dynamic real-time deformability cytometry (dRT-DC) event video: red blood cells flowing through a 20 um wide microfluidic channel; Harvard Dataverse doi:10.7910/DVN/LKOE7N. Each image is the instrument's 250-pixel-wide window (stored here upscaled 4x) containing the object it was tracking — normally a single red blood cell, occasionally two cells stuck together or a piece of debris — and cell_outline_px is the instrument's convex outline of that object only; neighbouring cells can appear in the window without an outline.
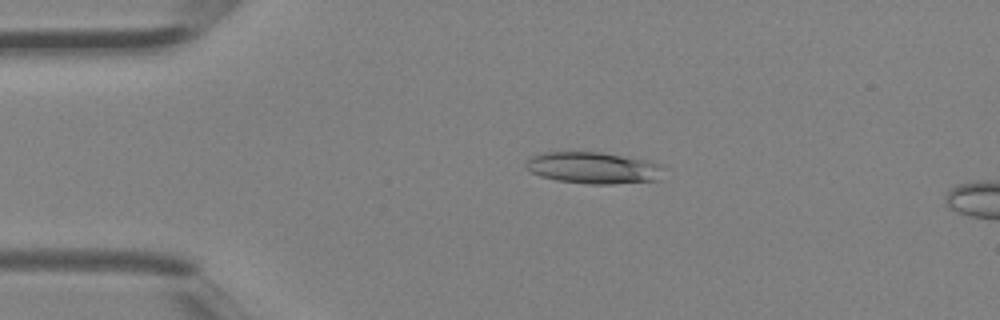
{"species": "Egyptian fruit bat (a non-hibernating species)", "species_latin": "Rousettus aegyptiacus", "temperature_condition": "room temperature", "stored_images_in_passage": 4, "camera_frame_rate_fps": 3000, "um_per_image_px": 0.085, "animal": {"sex": "female"}, "frame": {"image": 1, "passage_image": 2, "time_ms": 0.333, "image_size_px": [1000, 320], "cell_outline_px": [[664, 164], [660, 180], [612, 184], [588, 184], [556, 180], [540, 176], [532, 172], [524, 164], [532, 156], [544, 152], [600, 152], [644, 160]], "centroid_in_image_um": [50.46, 14.27], "position_along_channel_um": 34.5, "area_um2": 25.32}}